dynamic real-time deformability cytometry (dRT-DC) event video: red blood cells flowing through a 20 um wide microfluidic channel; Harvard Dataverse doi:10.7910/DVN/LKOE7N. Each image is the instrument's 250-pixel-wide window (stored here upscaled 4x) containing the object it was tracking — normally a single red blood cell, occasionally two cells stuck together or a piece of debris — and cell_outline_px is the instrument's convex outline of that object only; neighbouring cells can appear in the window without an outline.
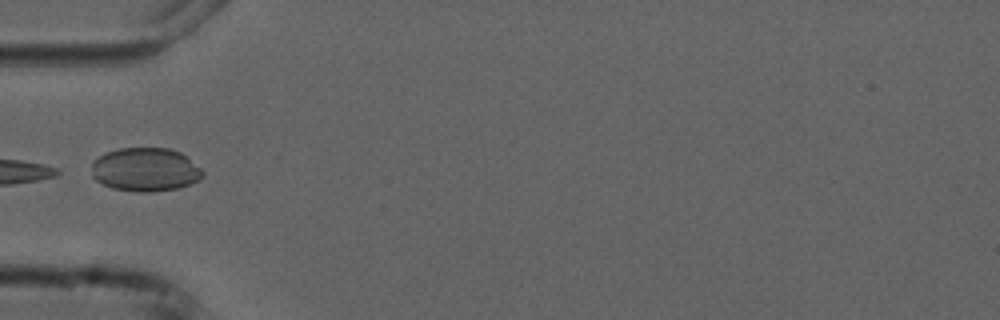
{"species": "common noctule bat (a hibernating species)", "species_latin": "Nyctalus noctula", "temperature_condition": "cold", "stored_images_in_passage": 5, "camera_frame_rate_fps": 3000, "um_per_image_px": 0.085, "animal": {"sex": "male", "forearm_length_mm": 52.5}, "frame": {"image": 1, "passage_image": 5, "time_ms": 4.667, "image_size_px": [1000, 320], "cell_outline_px": [[204, 176], [200, 180], [176, 188], [148, 192], [136, 192], [112, 188], [96, 180], [92, 176], [92, 160], [96, 156], [104, 152], [120, 148], [168, 148], [180, 152], [200, 168], [204, 172]], "centroid_in_image_um": [12.31, 14.4], "position_along_channel_um": 72.7, "area_um2": 28.32}}